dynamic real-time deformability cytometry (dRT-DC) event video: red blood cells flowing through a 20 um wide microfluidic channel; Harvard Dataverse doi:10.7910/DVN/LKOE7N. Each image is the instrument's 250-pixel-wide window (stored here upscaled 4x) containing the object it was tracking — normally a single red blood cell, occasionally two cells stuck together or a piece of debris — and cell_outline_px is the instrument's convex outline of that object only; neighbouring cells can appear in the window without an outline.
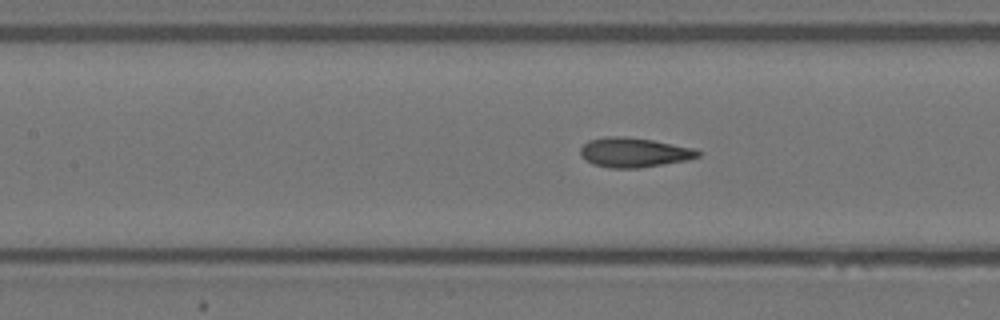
{"species": "Egyptian fruit bat (a non-hibernating species)", "species_latin": "Rousettus aegyptiacus", "temperature_condition": "warm", "stored_images_in_passage": 54, "camera_frame_rate_fps": 3000, "um_per_image_px": 0.085, "animal": {"sex": "female"}, "frame": {"image": 1, "passage_image": 24, "time_ms": 7.667, "image_size_px": [1000, 320], "cell_outline_px": [[700, 156], [688, 160], [640, 168], [608, 168], [592, 164], [584, 160], [580, 156], [580, 148], [588, 140], [604, 136], [624, 136], [652, 140], [692, 148], [700, 152]], "centroid_in_image_um": [53.83, 12.96], "position_along_channel_um": 153.6, "area_um2": 20.4}}
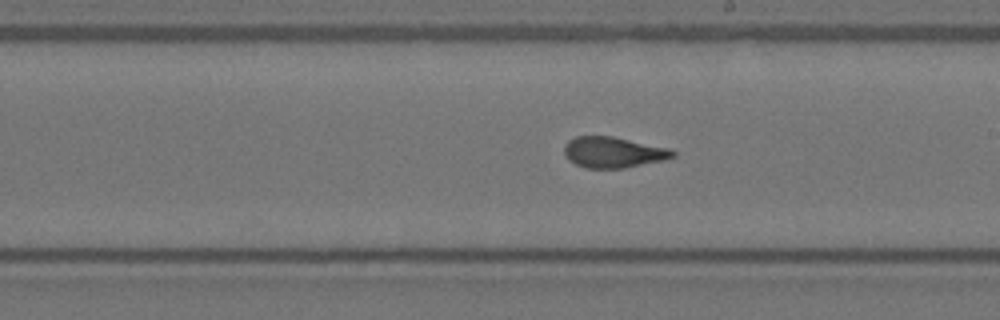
{"frame": {"image": 2, "passage_image": 31, "time_ms": 10.0, "image_size_px": [1000, 320], "cell_outline_px": [[676, 156], [664, 160], [624, 168], [588, 168], [576, 164], [568, 160], [564, 156], [564, 144], [568, 140], [576, 136], [612, 136], [672, 148], [676, 152]], "centroid_in_image_um": [52.14, 12.94], "position_along_channel_um": 236.9, "area_um2": 19.77}}